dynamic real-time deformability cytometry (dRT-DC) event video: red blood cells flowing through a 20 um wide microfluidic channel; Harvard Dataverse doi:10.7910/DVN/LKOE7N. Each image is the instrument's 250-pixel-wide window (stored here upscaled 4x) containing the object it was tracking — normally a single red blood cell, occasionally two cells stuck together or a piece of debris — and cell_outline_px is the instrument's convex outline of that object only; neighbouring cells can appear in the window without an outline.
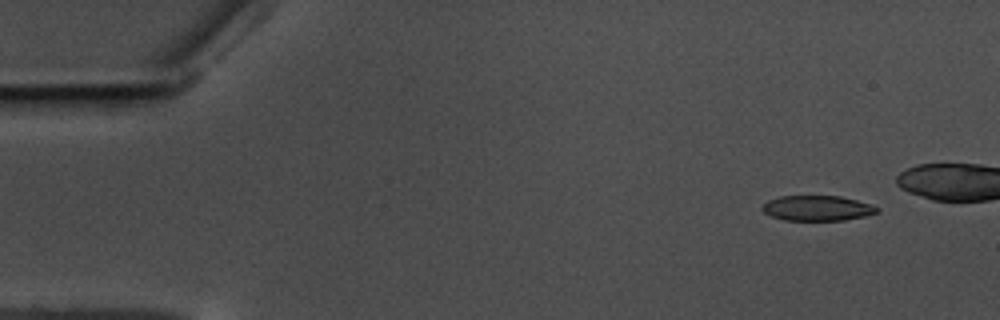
{"species": "common noctule bat (a hibernating species)", "species_latin": "Nyctalus noctula", "temperature_condition": "warm", "stored_images_in_passage": 48, "camera_frame_rate_fps": 3000, "um_per_image_px": 0.085, "animal": {"sex": "male", "body_mass_g": 17.5, "forearm_length_mm": 52.3}, "frame": {"image": 1, "passage_image": 5, "time_ms": 1.333, "image_size_px": [1000, 320], "cell_outline_px": [[880, 212], [864, 216], [844, 220], [784, 220], [772, 216], [764, 212], [760, 208], [768, 200], [780, 196], [840, 196], [872, 204], [880, 208]], "centroid_in_image_um": [69.49, 17.69], "position_along_channel_um": 15.5, "area_um2": 16.88}}
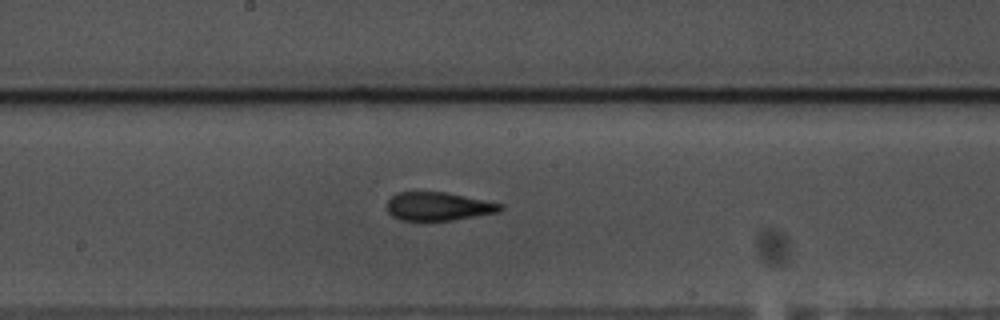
{"frame": {"image": 2, "passage_image": 31, "time_ms": 10.0, "image_size_px": [1000, 320], "cell_outline_px": [[504, 208], [500, 212], [452, 220], [400, 220], [392, 216], [388, 212], [388, 200], [396, 192], [444, 192], [504, 204]], "centroid_in_image_um": [37.28, 17.54], "position_along_channel_um": 210.9, "area_um2": 18.67}}
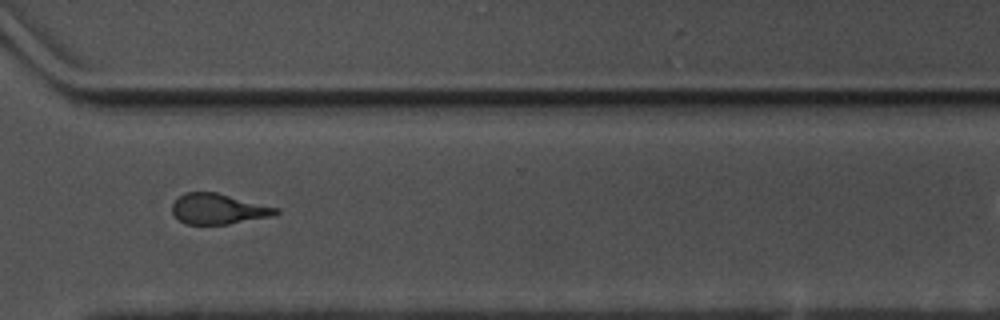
{"frame": {"image": 3, "passage_image": 43, "time_ms": 14.0, "image_size_px": [1000, 320], "cell_outline_px": [[280, 212], [276, 216], [228, 224], [184, 224], [172, 212], [172, 204], [184, 192], [216, 192], [280, 208]], "centroid_in_image_um": [18.61, 17.76], "position_along_channel_um": 352.0, "area_um2": 18.55}}